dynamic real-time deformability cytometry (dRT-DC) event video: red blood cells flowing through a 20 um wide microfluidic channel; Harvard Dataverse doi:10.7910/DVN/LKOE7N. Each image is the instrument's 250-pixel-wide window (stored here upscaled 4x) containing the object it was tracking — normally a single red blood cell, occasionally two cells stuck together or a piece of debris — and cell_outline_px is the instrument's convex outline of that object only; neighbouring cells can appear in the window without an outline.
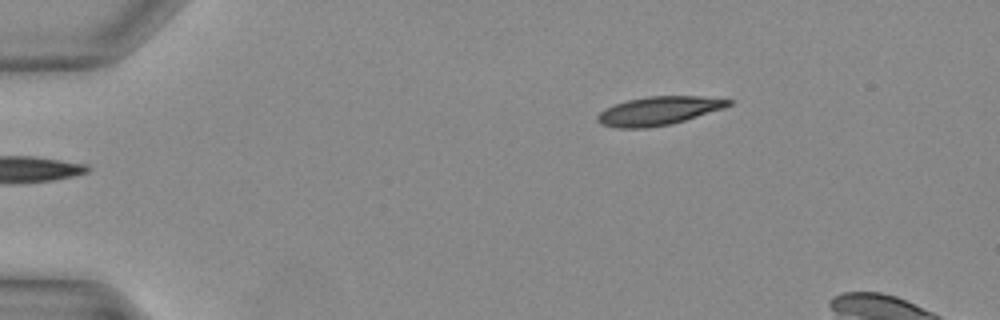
{"species": "Egyptian fruit bat (a non-hibernating species)", "species_latin": "Rousettus aegyptiacus", "temperature_condition": "warm", "stored_images_in_passage": 32, "camera_frame_rate_fps": 3000, "um_per_image_px": 0.085, "animal": {"sex": "female"}, "frame": {"image": 1, "passage_image": 1, "time_ms": 0.0, "image_size_px": [1000, 320], "cell_outline_px": [[732, 104], [724, 108], [672, 124], [644, 128], [616, 128], [600, 124], [596, 120], [596, 116], [600, 112], [616, 104], [628, 100], [648, 96], [700, 96], [732, 100]], "centroid_in_image_um": [55.98, 9.43], "position_along_channel_um": 29.0, "area_um2": 21.68}}
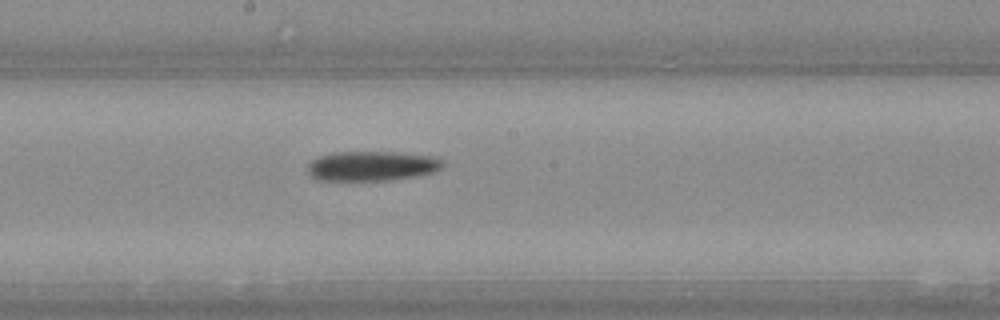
{"frame": {"image": 2, "passage_image": 16, "time_ms": 5.0, "image_size_px": [1000, 320], "cell_outline_px": [[440, 168], [436, 172], [416, 176], [392, 180], [320, 180], [312, 176], [308, 172], [308, 164], [312, 160], [320, 156], [332, 152], [392, 152], [432, 156], [440, 160]], "centroid_in_image_um": [31.58, 14.11], "position_along_channel_um": 216.6, "area_um2": 23.18}}
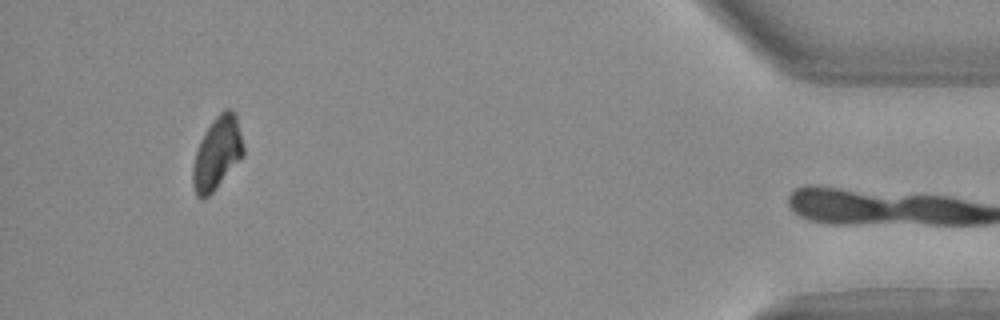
{"frame": {"image": 3, "passage_image": 31, "time_ms": 10.0, "image_size_px": [1000, 320], "cell_outline_px": [[244, 152], [212, 192], [208, 196], [200, 200], [196, 196], [192, 184], [192, 168], [196, 152], [200, 140], [212, 120], [224, 108], [232, 108], [236, 112], [244, 148]], "centroid_in_image_um": [18.43, 12.98], "position_along_channel_um": 416.8, "area_um2": 21.1}}